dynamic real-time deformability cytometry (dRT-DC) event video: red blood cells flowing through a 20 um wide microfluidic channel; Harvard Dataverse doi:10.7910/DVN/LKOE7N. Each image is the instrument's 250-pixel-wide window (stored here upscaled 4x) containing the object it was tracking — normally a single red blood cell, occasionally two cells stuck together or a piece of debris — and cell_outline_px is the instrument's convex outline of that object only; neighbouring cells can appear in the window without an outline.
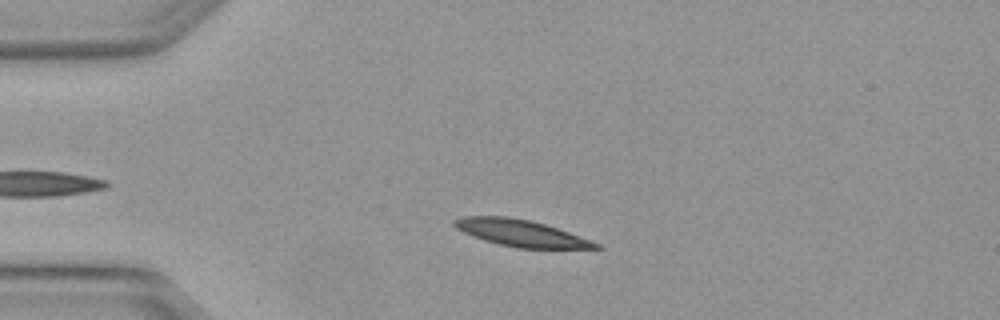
{"species": "Egyptian fruit bat (a non-hibernating species)", "species_latin": "Rousettus aegyptiacus", "temperature_condition": "warm", "stored_images_in_passage": 3, "camera_frame_rate_fps": 3000, "um_per_image_px": 0.085, "animal": {"sex": "female"}, "frame": {"image": 1, "passage_image": 2, "time_ms": 0.333, "image_size_px": [1000, 320], "cell_outline_px": [[604, 248], [516, 248], [484, 240], [464, 232], [456, 228], [452, 224], [452, 220], [464, 216], [508, 216], [532, 220], [568, 232], [600, 244]], "centroid_in_image_um": [44.24, 19.8], "position_along_channel_um": 40.8, "area_um2": 21.73}}